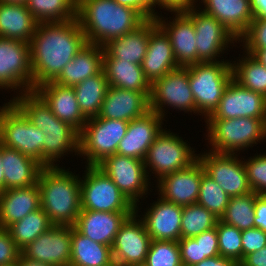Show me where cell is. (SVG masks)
<instances>
[{
    "mask_svg": "<svg viewBox=\"0 0 266 266\" xmlns=\"http://www.w3.org/2000/svg\"><path fill=\"white\" fill-rule=\"evenodd\" d=\"M182 206L158 197L145 215L140 217L151 240L179 241L181 239Z\"/></svg>",
    "mask_w": 266,
    "mask_h": 266,
    "instance_id": "7402d4cb",
    "label": "cell"
},
{
    "mask_svg": "<svg viewBox=\"0 0 266 266\" xmlns=\"http://www.w3.org/2000/svg\"><path fill=\"white\" fill-rule=\"evenodd\" d=\"M77 20L87 43L100 46L135 31L146 21L137 10L114 0H77Z\"/></svg>",
    "mask_w": 266,
    "mask_h": 266,
    "instance_id": "7a4b0ae2",
    "label": "cell"
},
{
    "mask_svg": "<svg viewBox=\"0 0 266 266\" xmlns=\"http://www.w3.org/2000/svg\"><path fill=\"white\" fill-rule=\"evenodd\" d=\"M161 9L165 10H180L192 6H196L198 0H159Z\"/></svg>",
    "mask_w": 266,
    "mask_h": 266,
    "instance_id": "db71d44e",
    "label": "cell"
},
{
    "mask_svg": "<svg viewBox=\"0 0 266 266\" xmlns=\"http://www.w3.org/2000/svg\"><path fill=\"white\" fill-rule=\"evenodd\" d=\"M167 11L176 15L172 21L166 22L161 15H157L155 20L168 35L177 64L180 67L196 64L197 39L192 18L183 9Z\"/></svg>",
    "mask_w": 266,
    "mask_h": 266,
    "instance_id": "ffe728a7",
    "label": "cell"
},
{
    "mask_svg": "<svg viewBox=\"0 0 266 266\" xmlns=\"http://www.w3.org/2000/svg\"><path fill=\"white\" fill-rule=\"evenodd\" d=\"M246 53L250 54L258 62L266 67V48L265 49H244Z\"/></svg>",
    "mask_w": 266,
    "mask_h": 266,
    "instance_id": "6f0895ef",
    "label": "cell"
},
{
    "mask_svg": "<svg viewBox=\"0 0 266 266\" xmlns=\"http://www.w3.org/2000/svg\"><path fill=\"white\" fill-rule=\"evenodd\" d=\"M17 266H52V265L28 259L21 254L17 261Z\"/></svg>",
    "mask_w": 266,
    "mask_h": 266,
    "instance_id": "680465c9",
    "label": "cell"
},
{
    "mask_svg": "<svg viewBox=\"0 0 266 266\" xmlns=\"http://www.w3.org/2000/svg\"><path fill=\"white\" fill-rule=\"evenodd\" d=\"M141 67L151 84L169 71L180 67L174 57L168 35L158 24L150 31L147 53Z\"/></svg>",
    "mask_w": 266,
    "mask_h": 266,
    "instance_id": "4316f807",
    "label": "cell"
},
{
    "mask_svg": "<svg viewBox=\"0 0 266 266\" xmlns=\"http://www.w3.org/2000/svg\"><path fill=\"white\" fill-rule=\"evenodd\" d=\"M72 247L69 266H104L113 261L110 246L95 242L71 226Z\"/></svg>",
    "mask_w": 266,
    "mask_h": 266,
    "instance_id": "836d02e7",
    "label": "cell"
},
{
    "mask_svg": "<svg viewBox=\"0 0 266 266\" xmlns=\"http://www.w3.org/2000/svg\"><path fill=\"white\" fill-rule=\"evenodd\" d=\"M148 111L149 96L145 92L109 86L98 117L130 122Z\"/></svg>",
    "mask_w": 266,
    "mask_h": 266,
    "instance_id": "603a6c76",
    "label": "cell"
},
{
    "mask_svg": "<svg viewBox=\"0 0 266 266\" xmlns=\"http://www.w3.org/2000/svg\"><path fill=\"white\" fill-rule=\"evenodd\" d=\"M11 101L45 134L44 167L57 166L58 159L70 152L79 154V132L58 119L35 90L17 94Z\"/></svg>",
    "mask_w": 266,
    "mask_h": 266,
    "instance_id": "3957f363",
    "label": "cell"
},
{
    "mask_svg": "<svg viewBox=\"0 0 266 266\" xmlns=\"http://www.w3.org/2000/svg\"><path fill=\"white\" fill-rule=\"evenodd\" d=\"M4 190L37 184L43 165L18 150L2 145Z\"/></svg>",
    "mask_w": 266,
    "mask_h": 266,
    "instance_id": "4dcf8cb0",
    "label": "cell"
},
{
    "mask_svg": "<svg viewBox=\"0 0 266 266\" xmlns=\"http://www.w3.org/2000/svg\"><path fill=\"white\" fill-rule=\"evenodd\" d=\"M0 89L32 91L29 43L0 37Z\"/></svg>",
    "mask_w": 266,
    "mask_h": 266,
    "instance_id": "7c38bea8",
    "label": "cell"
},
{
    "mask_svg": "<svg viewBox=\"0 0 266 266\" xmlns=\"http://www.w3.org/2000/svg\"><path fill=\"white\" fill-rule=\"evenodd\" d=\"M72 235L70 225H54L21 250L31 260L52 266H69Z\"/></svg>",
    "mask_w": 266,
    "mask_h": 266,
    "instance_id": "e0dca14e",
    "label": "cell"
},
{
    "mask_svg": "<svg viewBox=\"0 0 266 266\" xmlns=\"http://www.w3.org/2000/svg\"><path fill=\"white\" fill-rule=\"evenodd\" d=\"M50 106L53 114L63 122L82 130L87 118L82 114L73 87L45 82L34 89Z\"/></svg>",
    "mask_w": 266,
    "mask_h": 266,
    "instance_id": "cb8c5ba5",
    "label": "cell"
},
{
    "mask_svg": "<svg viewBox=\"0 0 266 266\" xmlns=\"http://www.w3.org/2000/svg\"><path fill=\"white\" fill-rule=\"evenodd\" d=\"M255 17L266 20V0H251Z\"/></svg>",
    "mask_w": 266,
    "mask_h": 266,
    "instance_id": "9f6ffc18",
    "label": "cell"
},
{
    "mask_svg": "<svg viewBox=\"0 0 266 266\" xmlns=\"http://www.w3.org/2000/svg\"><path fill=\"white\" fill-rule=\"evenodd\" d=\"M97 167L111 178L134 206L147 195L151 182L143 160L114 154L106 157Z\"/></svg>",
    "mask_w": 266,
    "mask_h": 266,
    "instance_id": "4fadbf2b",
    "label": "cell"
},
{
    "mask_svg": "<svg viewBox=\"0 0 266 266\" xmlns=\"http://www.w3.org/2000/svg\"><path fill=\"white\" fill-rule=\"evenodd\" d=\"M197 8V6H192L183 9L192 18L195 27L197 63L217 62L219 61L217 57L224 54V50H228L231 43L235 46L234 43L239 40L214 16Z\"/></svg>",
    "mask_w": 266,
    "mask_h": 266,
    "instance_id": "5bb4252c",
    "label": "cell"
},
{
    "mask_svg": "<svg viewBox=\"0 0 266 266\" xmlns=\"http://www.w3.org/2000/svg\"><path fill=\"white\" fill-rule=\"evenodd\" d=\"M244 167L252 191L266 195V153L249 157L244 162Z\"/></svg>",
    "mask_w": 266,
    "mask_h": 266,
    "instance_id": "ee69618b",
    "label": "cell"
},
{
    "mask_svg": "<svg viewBox=\"0 0 266 266\" xmlns=\"http://www.w3.org/2000/svg\"><path fill=\"white\" fill-rule=\"evenodd\" d=\"M241 117L266 119V97L242 87L232 79L226 87L218 107L206 119Z\"/></svg>",
    "mask_w": 266,
    "mask_h": 266,
    "instance_id": "ac0fdd59",
    "label": "cell"
},
{
    "mask_svg": "<svg viewBox=\"0 0 266 266\" xmlns=\"http://www.w3.org/2000/svg\"><path fill=\"white\" fill-rule=\"evenodd\" d=\"M27 0H0L2 3L23 4L25 5Z\"/></svg>",
    "mask_w": 266,
    "mask_h": 266,
    "instance_id": "94428289",
    "label": "cell"
},
{
    "mask_svg": "<svg viewBox=\"0 0 266 266\" xmlns=\"http://www.w3.org/2000/svg\"><path fill=\"white\" fill-rule=\"evenodd\" d=\"M203 12L214 16L238 39L255 18L251 0H202Z\"/></svg>",
    "mask_w": 266,
    "mask_h": 266,
    "instance_id": "83f0119b",
    "label": "cell"
},
{
    "mask_svg": "<svg viewBox=\"0 0 266 266\" xmlns=\"http://www.w3.org/2000/svg\"><path fill=\"white\" fill-rule=\"evenodd\" d=\"M40 207L38 184L0 191V228L7 229Z\"/></svg>",
    "mask_w": 266,
    "mask_h": 266,
    "instance_id": "f1b7e54d",
    "label": "cell"
},
{
    "mask_svg": "<svg viewBox=\"0 0 266 266\" xmlns=\"http://www.w3.org/2000/svg\"><path fill=\"white\" fill-rule=\"evenodd\" d=\"M209 151L236 154L266 140V119L241 117L234 119H206ZM254 144V145H253Z\"/></svg>",
    "mask_w": 266,
    "mask_h": 266,
    "instance_id": "5b68a950",
    "label": "cell"
},
{
    "mask_svg": "<svg viewBox=\"0 0 266 266\" xmlns=\"http://www.w3.org/2000/svg\"><path fill=\"white\" fill-rule=\"evenodd\" d=\"M170 132L163 129L147 151L143 161L148 177L152 172L159 180L167 174L190 167L198 160V154L190 144Z\"/></svg>",
    "mask_w": 266,
    "mask_h": 266,
    "instance_id": "9c48e42d",
    "label": "cell"
},
{
    "mask_svg": "<svg viewBox=\"0 0 266 266\" xmlns=\"http://www.w3.org/2000/svg\"><path fill=\"white\" fill-rule=\"evenodd\" d=\"M203 164L198 159L190 167L167 174L157 180L159 197L179 206L197 203Z\"/></svg>",
    "mask_w": 266,
    "mask_h": 266,
    "instance_id": "d6986e66",
    "label": "cell"
},
{
    "mask_svg": "<svg viewBox=\"0 0 266 266\" xmlns=\"http://www.w3.org/2000/svg\"><path fill=\"white\" fill-rule=\"evenodd\" d=\"M194 239H201L202 256L206 258L214 257L219 254V241L216 227L202 232L193 237Z\"/></svg>",
    "mask_w": 266,
    "mask_h": 266,
    "instance_id": "f907efd6",
    "label": "cell"
},
{
    "mask_svg": "<svg viewBox=\"0 0 266 266\" xmlns=\"http://www.w3.org/2000/svg\"><path fill=\"white\" fill-rule=\"evenodd\" d=\"M172 107L184 112L197 114L194 96L188 78V66L169 71L164 77L155 80L151 85L149 109L163 118L164 107Z\"/></svg>",
    "mask_w": 266,
    "mask_h": 266,
    "instance_id": "8fae6325",
    "label": "cell"
},
{
    "mask_svg": "<svg viewBox=\"0 0 266 266\" xmlns=\"http://www.w3.org/2000/svg\"><path fill=\"white\" fill-rule=\"evenodd\" d=\"M59 166L43 167L38 179L41 208L54 225L73 226L81 212L80 176Z\"/></svg>",
    "mask_w": 266,
    "mask_h": 266,
    "instance_id": "277c9868",
    "label": "cell"
},
{
    "mask_svg": "<svg viewBox=\"0 0 266 266\" xmlns=\"http://www.w3.org/2000/svg\"><path fill=\"white\" fill-rule=\"evenodd\" d=\"M239 266H266V246L245 256Z\"/></svg>",
    "mask_w": 266,
    "mask_h": 266,
    "instance_id": "f5cc1de1",
    "label": "cell"
},
{
    "mask_svg": "<svg viewBox=\"0 0 266 266\" xmlns=\"http://www.w3.org/2000/svg\"><path fill=\"white\" fill-rule=\"evenodd\" d=\"M86 166L81 182V209L99 212H135V206L97 166Z\"/></svg>",
    "mask_w": 266,
    "mask_h": 266,
    "instance_id": "30bf717a",
    "label": "cell"
},
{
    "mask_svg": "<svg viewBox=\"0 0 266 266\" xmlns=\"http://www.w3.org/2000/svg\"><path fill=\"white\" fill-rule=\"evenodd\" d=\"M108 88L104 70L73 87L80 110L87 119L99 115Z\"/></svg>",
    "mask_w": 266,
    "mask_h": 266,
    "instance_id": "e575fe53",
    "label": "cell"
},
{
    "mask_svg": "<svg viewBox=\"0 0 266 266\" xmlns=\"http://www.w3.org/2000/svg\"><path fill=\"white\" fill-rule=\"evenodd\" d=\"M254 227L266 232V195H258L255 199Z\"/></svg>",
    "mask_w": 266,
    "mask_h": 266,
    "instance_id": "816d5d0a",
    "label": "cell"
},
{
    "mask_svg": "<svg viewBox=\"0 0 266 266\" xmlns=\"http://www.w3.org/2000/svg\"><path fill=\"white\" fill-rule=\"evenodd\" d=\"M120 5L127 6L137 10L146 20H151L157 17L155 8L160 7L159 0H114ZM155 7V8H153Z\"/></svg>",
    "mask_w": 266,
    "mask_h": 266,
    "instance_id": "681fc988",
    "label": "cell"
},
{
    "mask_svg": "<svg viewBox=\"0 0 266 266\" xmlns=\"http://www.w3.org/2000/svg\"><path fill=\"white\" fill-rule=\"evenodd\" d=\"M128 124L125 120L89 118L79 132L78 155L85 156L87 166H97L106 157L117 153Z\"/></svg>",
    "mask_w": 266,
    "mask_h": 266,
    "instance_id": "ba28073f",
    "label": "cell"
},
{
    "mask_svg": "<svg viewBox=\"0 0 266 266\" xmlns=\"http://www.w3.org/2000/svg\"><path fill=\"white\" fill-rule=\"evenodd\" d=\"M134 213L81 210L73 227L91 240L111 247L120 226Z\"/></svg>",
    "mask_w": 266,
    "mask_h": 266,
    "instance_id": "d4e9b609",
    "label": "cell"
},
{
    "mask_svg": "<svg viewBox=\"0 0 266 266\" xmlns=\"http://www.w3.org/2000/svg\"><path fill=\"white\" fill-rule=\"evenodd\" d=\"M104 266H121L120 264H118L115 260H113L112 262L108 263L107 265Z\"/></svg>",
    "mask_w": 266,
    "mask_h": 266,
    "instance_id": "6125c7cd",
    "label": "cell"
},
{
    "mask_svg": "<svg viewBox=\"0 0 266 266\" xmlns=\"http://www.w3.org/2000/svg\"><path fill=\"white\" fill-rule=\"evenodd\" d=\"M232 61L199 62L188 66V78L197 113L207 118L218 107L233 79Z\"/></svg>",
    "mask_w": 266,
    "mask_h": 266,
    "instance_id": "8992f818",
    "label": "cell"
},
{
    "mask_svg": "<svg viewBox=\"0 0 266 266\" xmlns=\"http://www.w3.org/2000/svg\"><path fill=\"white\" fill-rule=\"evenodd\" d=\"M238 157L236 154H220L211 151L198 154L205 173L229 197L243 196L253 192L247 179L244 161Z\"/></svg>",
    "mask_w": 266,
    "mask_h": 266,
    "instance_id": "9a60e30c",
    "label": "cell"
},
{
    "mask_svg": "<svg viewBox=\"0 0 266 266\" xmlns=\"http://www.w3.org/2000/svg\"><path fill=\"white\" fill-rule=\"evenodd\" d=\"M45 134L10 100L0 106V144L18 150L44 166Z\"/></svg>",
    "mask_w": 266,
    "mask_h": 266,
    "instance_id": "52a82bcc",
    "label": "cell"
},
{
    "mask_svg": "<svg viewBox=\"0 0 266 266\" xmlns=\"http://www.w3.org/2000/svg\"><path fill=\"white\" fill-rule=\"evenodd\" d=\"M37 23L25 5L0 2V37L29 43Z\"/></svg>",
    "mask_w": 266,
    "mask_h": 266,
    "instance_id": "d6a6232c",
    "label": "cell"
},
{
    "mask_svg": "<svg viewBox=\"0 0 266 266\" xmlns=\"http://www.w3.org/2000/svg\"><path fill=\"white\" fill-rule=\"evenodd\" d=\"M229 195L206 173L202 175L197 203L221 219L228 206Z\"/></svg>",
    "mask_w": 266,
    "mask_h": 266,
    "instance_id": "60d3db41",
    "label": "cell"
},
{
    "mask_svg": "<svg viewBox=\"0 0 266 266\" xmlns=\"http://www.w3.org/2000/svg\"><path fill=\"white\" fill-rule=\"evenodd\" d=\"M219 218L198 203L184 206L181 218V238H193L216 227Z\"/></svg>",
    "mask_w": 266,
    "mask_h": 266,
    "instance_id": "ab89813d",
    "label": "cell"
},
{
    "mask_svg": "<svg viewBox=\"0 0 266 266\" xmlns=\"http://www.w3.org/2000/svg\"><path fill=\"white\" fill-rule=\"evenodd\" d=\"M216 229L219 241V254L239 264L242 261V231L224 223L220 219L217 222Z\"/></svg>",
    "mask_w": 266,
    "mask_h": 266,
    "instance_id": "7bdbcfd3",
    "label": "cell"
},
{
    "mask_svg": "<svg viewBox=\"0 0 266 266\" xmlns=\"http://www.w3.org/2000/svg\"><path fill=\"white\" fill-rule=\"evenodd\" d=\"M52 226L54 224L50 221L49 216L40 207L20 221L11 224L7 230L15 244L22 250Z\"/></svg>",
    "mask_w": 266,
    "mask_h": 266,
    "instance_id": "d590c367",
    "label": "cell"
},
{
    "mask_svg": "<svg viewBox=\"0 0 266 266\" xmlns=\"http://www.w3.org/2000/svg\"><path fill=\"white\" fill-rule=\"evenodd\" d=\"M163 120L156 112L148 111L144 116L130 121L116 154L144 160L149 147L163 130Z\"/></svg>",
    "mask_w": 266,
    "mask_h": 266,
    "instance_id": "44dd1931",
    "label": "cell"
},
{
    "mask_svg": "<svg viewBox=\"0 0 266 266\" xmlns=\"http://www.w3.org/2000/svg\"><path fill=\"white\" fill-rule=\"evenodd\" d=\"M25 6L38 23L77 19V0H27Z\"/></svg>",
    "mask_w": 266,
    "mask_h": 266,
    "instance_id": "8d00e7d4",
    "label": "cell"
},
{
    "mask_svg": "<svg viewBox=\"0 0 266 266\" xmlns=\"http://www.w3.org/2000/svg\"><path fill=\"white\" fill-rule=\"evenodd\" d=\"M4 190V168L2 165V145L0 144V191Z\"/></svg>",
    "mask_w": 266,
    "mask_h": 266,
    "instance_id": "91938a15",
    "label": "cell"
},
{
    "mask_svg": "<svg viewBox=\"0 0 266 266\" xmlns=\"http://www.w3.org/2000/svg\"><path fill=\"white\" fill-rule=\"evenodd\" d=\"M103 70L109 86L151 95V83L141 65L119 59H103Z\"/></svg>",
    "mask_w": 266,
    "mask_h": 266,
    "instance_id": "1f68e13d",
    "label": "cell"
},
{
    "mask_svg": "<svg viewBox=\"0 0 266 266\" xmlns=\"http://www.w3.org/2000/svg\"><path fill=\"white\" fill-rule=\"evenodd\" d=\"M145 263L148 266H183L178 241L151 240Z\"/></svg>",
    "mask_w": 266,
    "mask_h": 266,
    "instance_id": "b9f144b4",
    "label": "cell"
},
{
    "mask_svg": "<svg viewBox=\"0 0 266 266\" xmlns=\"http://www.w3.org/2000/svg\"><path fill=\"white\" fill-rule=\"evenodd\" d=\"M0 266H17V263L8 264V265H0Z\"/></svg>",
    "mask_w": 266,
    "mask_h": 266,
    "instance_id": "e7e4bbea",
    "label": "cell"
},
{
    "mask_svg": "<svg viewBox=\"0 0 266 266\" xmlns=\"http://www.w3.org/2000/svg\"><path fill=\"white\" fill-rule=\"evenodd\" d=\"M87 43L77 19L37 23L30 39L32 90L54 81Z\"/></svg>",
    "mask_w": 266,
    "mask_h": 266,
    "instance_id": "6da1fadb",
    "label": "cell"
},
{
    "mask_svg": "<svg viewBox=\"0 0 266 266\" xmlns=\"http://www.w3.org/2000/svg\"><path fill=\"white\" fill-rule=\"evenodd\" d=\"M104 47L86 43L68 62L59 76L53 81L58 85L74 87L85 79L103 70Z\"/></svg>",
    "mask_w": 266,
    "mask_h": 266,
    "instance_id": "f546056e",
    "label": "cell"
},
{
    "mask_svg": "<svg viewBox=\"0 0 266 266\" xmlns=\"http://www.w3.org/2000/svg\"><path fill=\"white\" fill-rule=\"evenodd\" d=\"M193 266H239V264L236 261L217 255L206 258Z\"/></svg>",
    "mask_w": 266,
    "mask_h": 266,
    "instance_id": "11a10c76",
    "label": "cell"
},
{
    "mask_svg": "<svg viewBox=\"0 0 266 266\" xmlns=\"http://www.w3.org/2000/svg\"><path fill=\"white\" fill-rule=\"evenodd\" d=\"M238 40V42H243L244 49H265L266 20L255 17L248 30Z\"/></svg>",
    "mask_w": 266,
    "mask_h": 266,
    "instance_id": "f6af8a7d",
    "label": "cell"
},
{
    "mask_svg": "<svg viewBox=\"0 0 266 266\" xmlns=\"http://www.w3.org/2000/svg\"><path fill=\"white\" fill-rule=\"evenodd\" d=\"M138 207L135 206V213L120 226L111 246L113 260L121 266L144 263L148 254L151 237L138 218Z\"/></svg>",
    "mask_w": 266,
    "mask_h": 266,
    "instance_id": "2e32d148",
    "label": "cell"
},
{
    "mask_svg": "<svg viewBox=\"0 0 266 266\" xmlns=\"http://www.w3.org/2000/svg\"><path fill=\"white\" fill-rule=\"evenodd\" d=\"M130 266H148V265L144 262V263L133 264Z\"/></svg>",
    "mask_w": 266,
    "mask_h": 266,
    "instance_id": "be15d7a7",
    "label": "cell"
},
{
    "mask_svg": "<svg viewBox=\"0 0 266 266\" xmlns=\"http://www.w3.org/2000/svg\"><path fill=\"white\" fill-rule=\"evenodd\" d=\"M21 250L15 244L10 233L5 228H0V265L17 263Z\"/></svg>",
    "mask_w": 266,
    "mask_h": 266,
    "instance_id": "c3c4849f",
    "label": "cell"
},
{
    "mask_svg": "<svg viewBox=\"0 0 266 266\" xmlns=\"http://www.w3.org/2000/svg\"><path fill=\"white\" fill-rule=\"evenodd\" d=\"M178 244L183 266H193L206 259L202 256L201 239L181 238Z\"/></svg>",
    "mask_w": 266,
    "mask_h": 266,
    "instance_id": "bcb514c9",
    "label": "cell"
},
{
    "mask_svg": "<svg viewBox=\"0 0 266 266\" xmlns=\"http://www.w3.org/2000/svg\"><path fill=\"white\" fill-rule=\"evenodd\" d=\"M244 55L238 62L231 63L233 80L266 97V67L250 54L245 52Z\"/></svg>",
    "mask_w": 266,
    "mask_h": 266,
    "instance_id": "74e56055",
    "label": "cell"
},
{
    "mask_svg": "<svg viewBox=\"0 0 266 266\" xmlns=\"http://www.w3.org/2000/svg\"><path fill=\"white\" fill-rule=\"evenodd\" d=\"M242 259L266 246V232L259 228L242 230Z\"/></svg>",
    "mask_w": 266,
    "mask_h": 266,
    "instance_id": "7dc6e473",
    "label": "cell"
},
{
    "mask_svg": "<svg viewBox=\"0 0 266 266\" xmlns=\"http://www.w3.org/2000/svg\"><path fill=\"white\" fill-rule=\"evenodd\" d=\"M257 196V193L251 192L243 196L230 197L226 211L220 220L241 231L254 228V207Z\"/></svg>",
    "mask_w": 266,
    "mask_h": 266,
    "instance_id": "f35d334b",
    "label": "cell"
},
{
    "mask_svg": "<svg viewBox=\"0 0 266 266\" xmlns=\"http://www.w3.org/2000/svg\"><path fill=\"white\" fill-rule=\"evenodd\" d=\"M156 25L155 18L146 20L135 31L109 40L103 45V59H119L141 65L147 53L150 31Z\"/></svg>",
    "mask_w": 266,
    "mask_h": 266,
    "instance_id": "484cf974",
    "label": "cell"
}]
</instances>
